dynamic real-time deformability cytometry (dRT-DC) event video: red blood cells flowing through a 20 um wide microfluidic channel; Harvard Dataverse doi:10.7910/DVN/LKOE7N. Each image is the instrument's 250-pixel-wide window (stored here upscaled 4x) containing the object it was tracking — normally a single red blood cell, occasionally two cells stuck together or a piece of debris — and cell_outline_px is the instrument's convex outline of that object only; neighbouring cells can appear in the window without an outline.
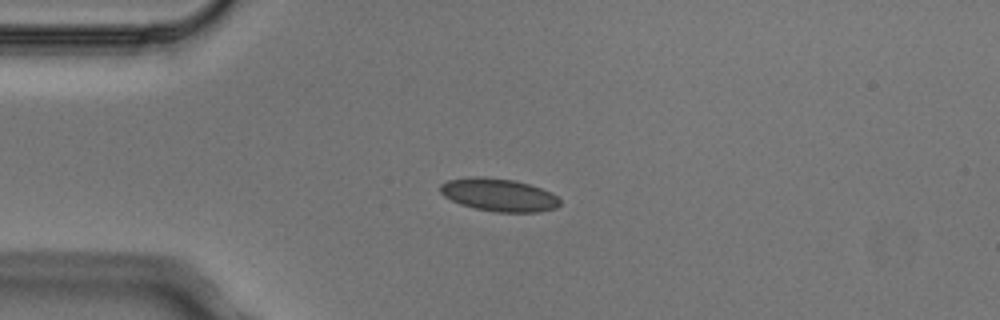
{"species": "Egyptian fruit bat (a non-hibernating species)", "species_latin": "Rousettus aegyptiacus", "temperature_condition": "cold", "stored_images_in_passage": 6, "camera_frame_rate_fps": 3000, "um_per_image_px": 0.085, "animal": {"sex": "male"}, "frame": {"image": 1, "passage_image": 3, "time_ms": 0.667, "image_size_px": [1000, 320], "cell_outline_px": [[560, 204], [556, 208], [536, 212], [496, 212], [476, 208], [460, 204], [444, 196], [440, 192], [440, 184], [448, 180], [468, 176], [484, 176], [516, 180], [552, 192], [560, 200]], "centroid_in_image_um": [42.38, 16.55], "position_along_channel_um": 42.6, "area_um2": 23.0}}
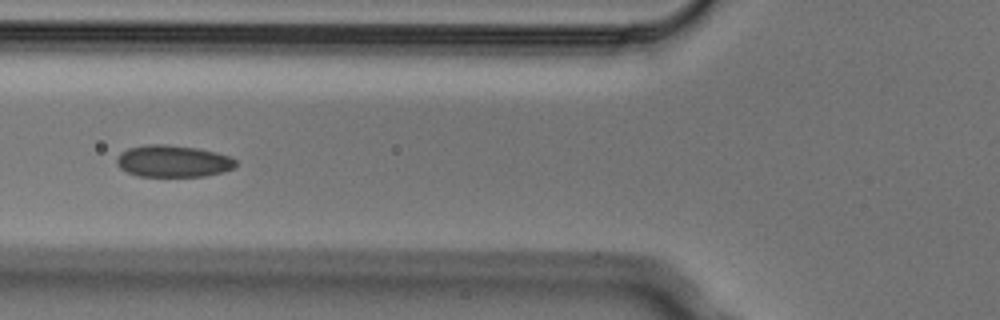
{"frame": {"image": 2, "passage_image": 5, "time_ms": 1.333, "image_size_px": [1000, 320], "cell_outline_px": [[236, 164], [232, 168], [224, 172], [204, 176], [136, 176], [120, 168], [116, 164], [116, 156], [120, 152], [128, 148], [148, 144], [168, 144], [196, 148], [216, 152], [232, 156], [236, 160]], "centroid_in_image_um": [14.69, 13.69], "position_along_channel_um": 111.1, "area_um2": 22.31}}
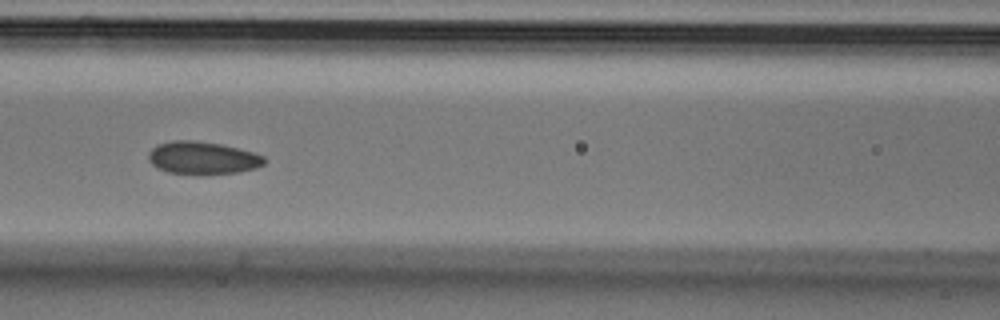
{"frame": {"image": 3, "passage_image": 6, "time_ms": 1.667, "image_size_px": [1000, 320], "cell_outline_px": [[268, 160], [264, 164], [256, 168], [236, 172], [204, 176], [200, 176], [168, 172], [152, 164], [148, 160], [148, 152], [156, 144], [172, 140], [192, 140], [220, 144], [252, 152], [264, 156]], "centroid_in_image_um": [17.21, 13.44], "position_along_channel_um": 149.4, "area_um2": 22.43}}